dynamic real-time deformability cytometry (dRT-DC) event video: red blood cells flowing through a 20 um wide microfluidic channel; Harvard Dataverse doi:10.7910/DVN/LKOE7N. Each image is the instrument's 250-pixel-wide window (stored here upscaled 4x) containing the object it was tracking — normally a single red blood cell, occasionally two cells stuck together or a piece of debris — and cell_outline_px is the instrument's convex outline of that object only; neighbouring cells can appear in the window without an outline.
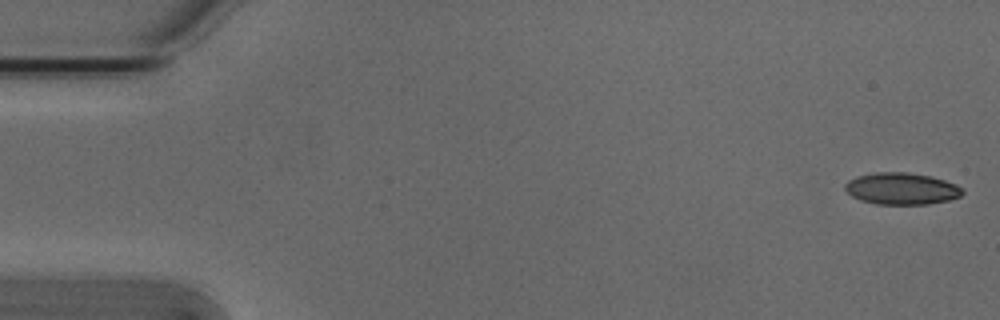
{"species": "Egyptian fruit bat (a non-hibernating species)", "species_latin": "Rousettus aegyptiacus", "temperature_condition": "cold", "stored_images_in_passage": 52, "camera_frame_rate_fps": 3000, "um_per_image_px": 0.085, "animal": {"sex": "male"}, "frame": {"image": 1, "passage_image": 1, "time_ms": 0.0, "image_size_px": [1000, 320], "cell_outline_px": [[964, 192], [960, 196], [948, 200], [928, 204], [876, 204], [860, 200], [852, 196], [844, 188], [844, 184], [848, 180], [856, 176], [876, 172], [908, 172], [928, 176], [944, 180], [956, 184], [964, 188]], "centroid_in_image_um": [76.62, 16.03], "position_along_channel_um": 8.4, "area_um2": 21.79}}
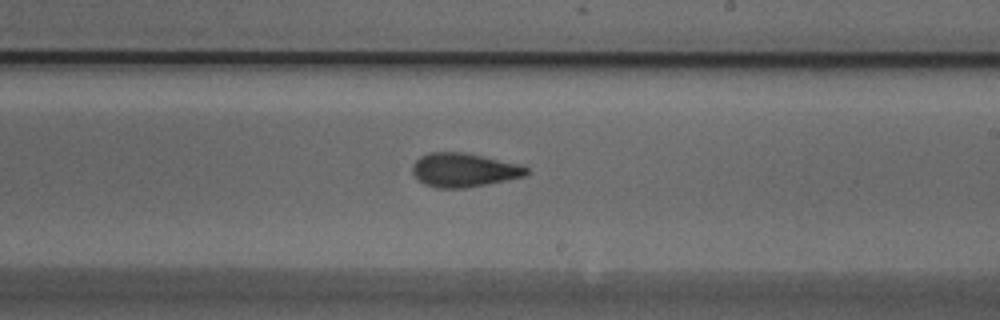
{"frame": {"image": 2, "passage_image": 31, "time_ms": 10.0, "image_size_px": [1000, 320], "cell_outline_px": [[528, 172], [524, 176], [508, 180], [488, 184], [464, 188], [436, 188], [424, 184], [412, 172], [412, 164], [420, 156], [432, 152], [464, 152], [520, 164], [528, 168]], "centroid_in_image_um": [39.43, 14.45], "position_along_channel_um": 249.6, "area_um2": 22.48}}
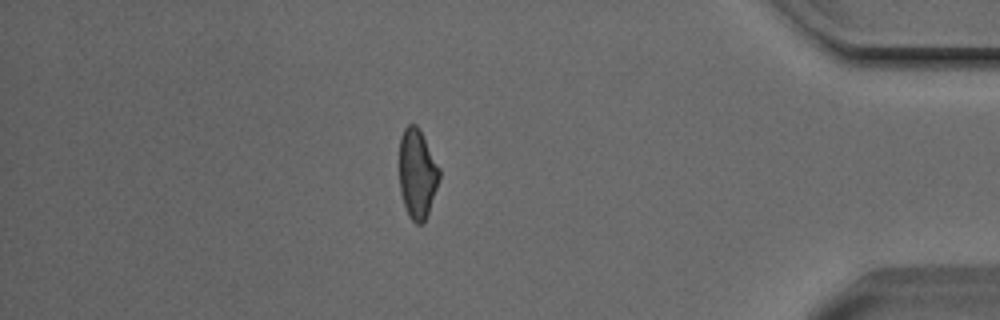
{"frame": {"image": 3, "passage_image": 46, "time_ms": 15.0, "image_size_px": [1000, 320], "cell_outline_px": [[440, 176], [428, 212], [424, 220], [420, 224], [416, 224], [408, 216], [400, 192], [400, 136], [404, 128], [408, 124], [416, 124], [420, 128], [440, 168]], "centroid_in_image_um": [35.46, 14.72], "position_along_channel_um": 399.7, "area_um2": 20.81}, "authors_computed_cell_mechanics": {"area_um2": 22.1952, "velocity_mm_per_s": 3.8157, "shape_relaxation_time_tau1_ms": 6.0889, "shape_relaxation_time_tau2_ms": 1.4209, "deformation_change_tau1": 0.169, "deformation_change_tau2": 0.0694}}